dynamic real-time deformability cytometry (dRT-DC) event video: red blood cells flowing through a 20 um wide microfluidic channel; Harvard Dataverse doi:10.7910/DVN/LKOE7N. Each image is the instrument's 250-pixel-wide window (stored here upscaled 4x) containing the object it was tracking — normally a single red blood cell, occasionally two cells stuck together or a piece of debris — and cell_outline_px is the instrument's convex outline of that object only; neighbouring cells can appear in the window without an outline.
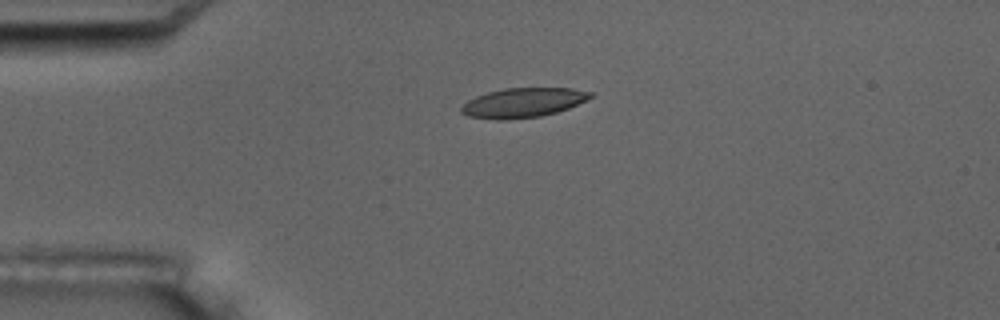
{"species": "common noctule bat (a hibernating species)", "species_latin": "Nyctalus noctula", "temperature_condition": "room temperature", "stored_images_in_passage": 5, "camera_frame_rate_fps": 3000, "um_per_image_px": 0.085, "animal": {"sex": "male", "body_mass_g": 17.5, "forearm_length_mm": 52.3}, "frame": {"image": 1, "passage_image": 4, "time_ms": 3.667, "image_size_px": [1000, 320], "cell_outline_px": [[592, 96], [568, 108], [556, 112], [540, 116], [508, 120], [496, 120], [468, 116], [460, 112], [460, 108], [468, 100], [476, 96], [488, 92], [504, 88], [572, 88], [592, 92]], "centroid_in_image_um": [44.41, 8.73], "position_along_channel_um": 40.6, "area_um2": 22.08}}